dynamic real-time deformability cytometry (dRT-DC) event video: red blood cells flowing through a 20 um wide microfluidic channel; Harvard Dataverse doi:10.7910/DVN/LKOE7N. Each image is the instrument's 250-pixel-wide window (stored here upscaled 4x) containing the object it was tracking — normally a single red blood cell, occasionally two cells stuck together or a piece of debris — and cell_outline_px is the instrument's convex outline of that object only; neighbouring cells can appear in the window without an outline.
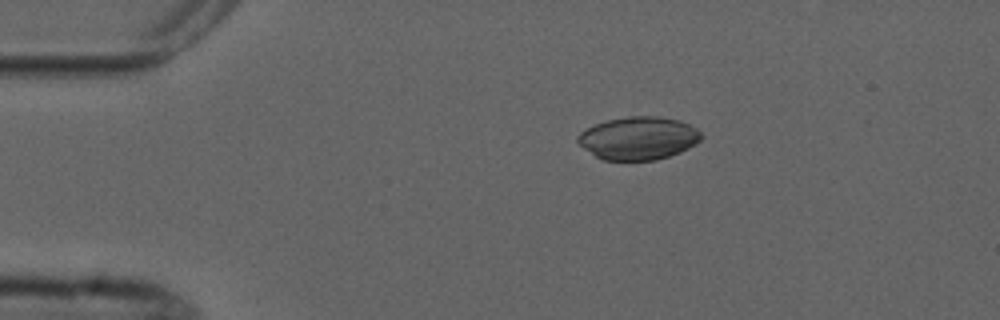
{"species": "common noctule bat (a hibernating species)", "species_latin": "Nyctalus noctula", "temperature_condition": "cold", "stored_images_in_passage": 7, "camera_frame_rate_fps": 3000, "um_per_image_px": 0.085, "animal": {"sex": "male", "forearm_length_mm": 52.5}, "frame": {"image": 1, "passage_image": 3, "time_ms": 2.333, "image_size_px": [1000, 320], "cell_outline_px": [[704, 136], [696, 144], [680, 152], [656, 160], [604, 160], [596, 156], [584, 148], [576, 140], [576, 136], [580, 132], [596, 124], [608, 120], [628, 116], [656, 116], [680, 120], [696, 128]], "centroid_in_image_um": [54.28, 11.74], "position_along_channel_um": 30.7, "area_um2": 30.81}}
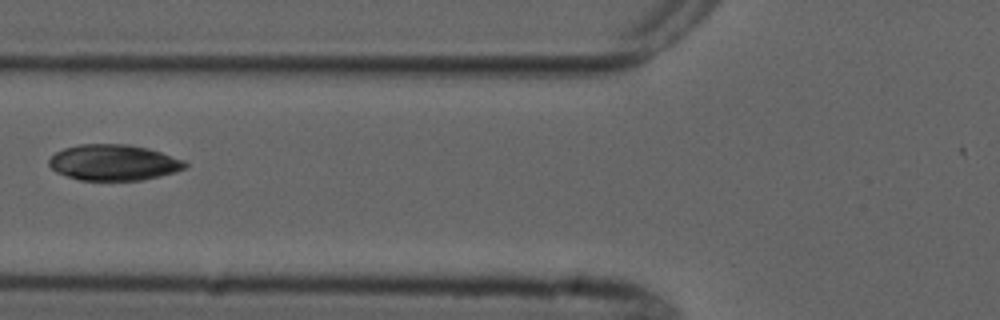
{"frame": {"image": 2, "passage_image": 6, "time_ms": 6.0, "image_size_px": [1000, 320], "cell_outline_px": [[188, 164], [184, 168], [176, 172], [160, 176], [140, 180], [80, 180], [56, 172], [48, 164], [48, 160], [56, 152], [64, 148], [80, 144], [128, 144], [148, 148], [184, 160]], "centroid_in_image_um": [9.66, 13.81], "position_along_channel_um": 116.1, "area_um2": 28.38}}
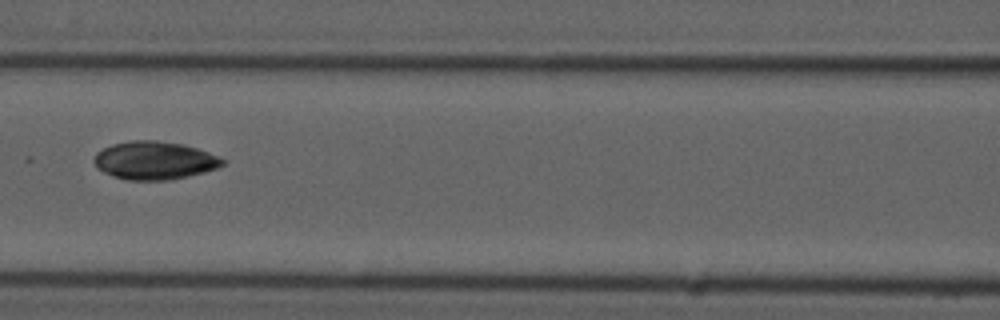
{"frame": {"image": 3, "passage_image": 7, "time_ms": 7.0, "image_size_px": [1000, 320], "cell_outline_px": [[224, 164], [216, 168], [204, 172], [188, 176], [168, 180], [128, 180], [112, 176], [96, 168], [92, 160], [96, 152], [112, 144], [132, 140], [156, 140], [184, 144], [208, 152], [224, 160]], "centroid_in_image_um": [13.08, 13.63], "position_along_channel_um": 153.5, "area_um2": 28.55}}